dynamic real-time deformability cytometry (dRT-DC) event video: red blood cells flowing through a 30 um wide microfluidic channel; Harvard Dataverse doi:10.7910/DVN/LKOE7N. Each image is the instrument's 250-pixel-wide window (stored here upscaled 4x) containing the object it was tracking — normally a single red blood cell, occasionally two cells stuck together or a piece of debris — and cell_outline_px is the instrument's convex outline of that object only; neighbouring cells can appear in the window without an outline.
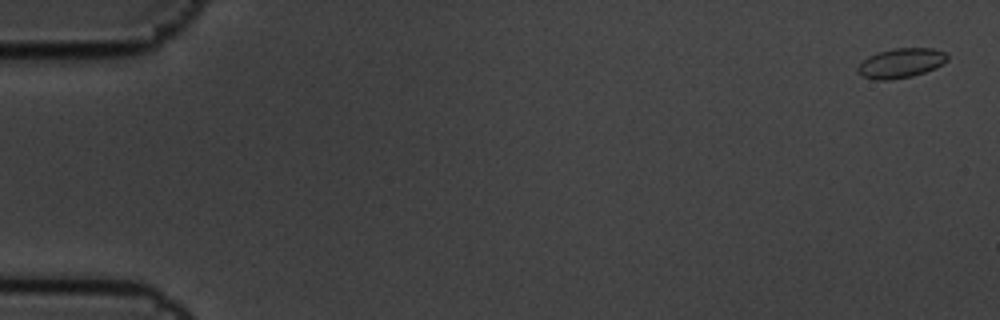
{"species": "common noctule bat (a hibernating species)", "species_latin": "Nyctalus noctula", "temperature_condition": "cold", "stored_images_in_passage": 5, "camera_frame_rate_fps": 3000, "um_per_image_px": 0.085, "animal": {"sex": "male", "body_mass_g": 19.5, "forearm_length_mm": 54.6}, "frame": {"image": 1, "passage_image": 1, "time_ms": 0.0, "image_size_px": [1000, 320], "cell_outline_px": [[948, 60], [936, 68], [912, 76], [888, 80], [876, 80], [860, 76], [856, 68], [868, 56], [892, 48], [932, 48], [944, 52], [948, 56]], "centroid_in_image_um": [76.57, 5.36], "position_along_channel_um": 8.4, "area_um2": 15.43}}
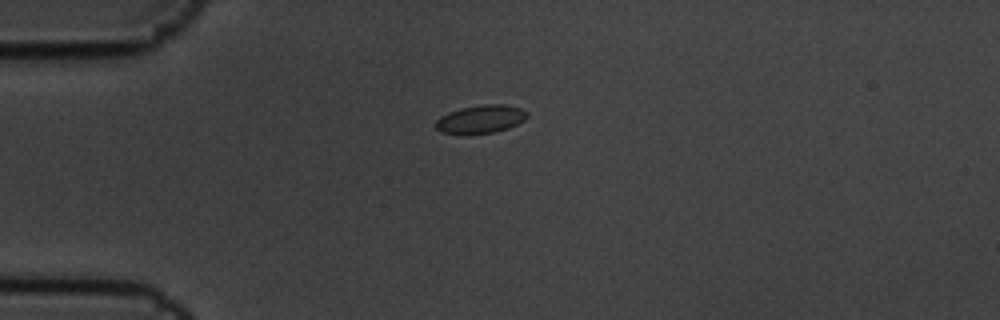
{"frame": {"image": 2, "passage_image": 5, "time_ms": 1.333, "image_size_px": [1000, 320], "cell_outline_px": [[528, 116], [524, 120], [508, 128], [496, 132], [460, 136], [440, 132], [436, 128], [436, 120], [440, 116], [448, 112], [460, 108], [484, 104], [504, 104], [520, 108], [528, 112]], "centroid_in_image_um": [40.82, 10.15], "position_along_channel_um": 44.2, "area_um2": 15.43}}